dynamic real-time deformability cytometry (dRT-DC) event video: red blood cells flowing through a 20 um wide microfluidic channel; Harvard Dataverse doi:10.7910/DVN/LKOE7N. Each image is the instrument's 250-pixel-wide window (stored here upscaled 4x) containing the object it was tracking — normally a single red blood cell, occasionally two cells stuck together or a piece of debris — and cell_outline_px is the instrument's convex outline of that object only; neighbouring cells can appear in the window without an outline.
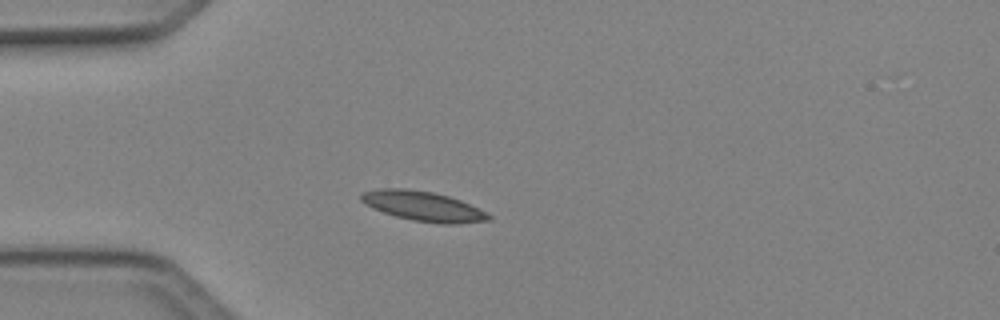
{"species": "Egyptian fruit bat (a non-hibernating species)", "species_latin": "Rousettus aegyptiacus", "temperature_condition": "cold", "stored_images_in_passage": 38, "camera_frame_rate_fps": 3000, "um_per_image_px": 0.085, "animal": {"sex": "female"}, "frame": {"image": 1, "passage_image": 2, "time_ms": 0.333, "image_size_px": [1000, 320], "cell_outline_px": [[492, 220], [456, 224], [440, 224], [412, 220], [396, 216], [372, 208], [360, 200], [360, 196], [364, 192], [380, 188], [404, 188], [432, 192], [448, 196], [460, 200], [492, 216]], "centroid_in_image_um": [35.95, 17.53], "position_along_channel_um": 49.0, "area_um2": 21.91}}
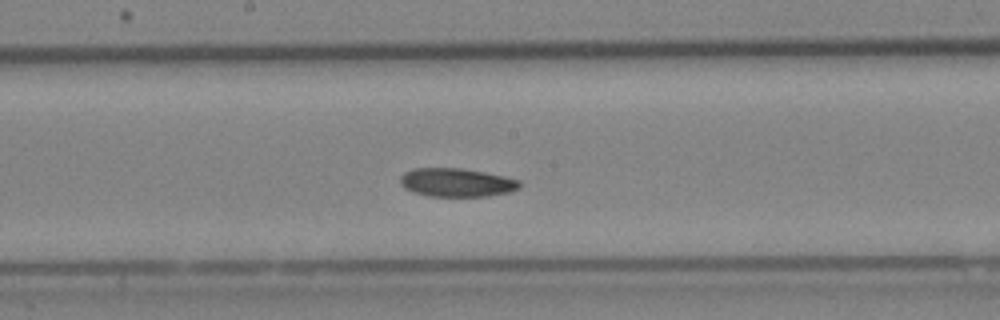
{"frame": {"image": 2, "passage_image": 15, "time_ms": 4.667, "image_size_px": [1000, 320], "cell_outline_px": [[520, 188], [512, 192], [488, 196], [428, 196], [412, 192], [404, 188], [400, 184], [400, 176], [404, 172], [412, 168], [460, 168], [484, 172], [504, 176], [520, 180]], "centroid_in_image_um": [38.8, 15.51], "position_along_channel_um": 209.4, "area_um2": 20.06}}
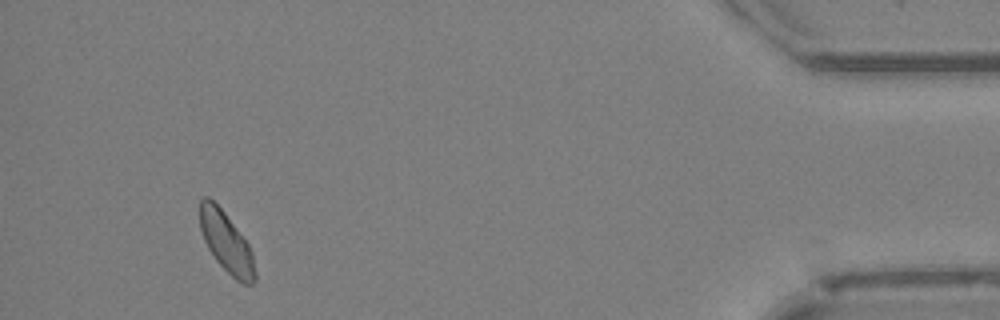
{"frame": {"image": 3, "passage_image": 35, "time_ms": 11.333, "image_size_px": [1000, 320], "cell_outline_px": [[256, 280], [252, 284], [244, 284], [236, 280], [216, 260], [208, 248], [204, 240], [200, 228], [200, 200], [204, 196], [208, 196], [224, 212], [248, 244], [252, 252], [256, 272]], "centroid_in_image_um": [19.24, 20.62], "position_along_channel_um": 416.0, "area_um2": 19.13}, "authors_computed_cell_mechanics": {"area_um2": 19.8832, "velocity_mm_per_s": 4.0606, "shape_relaxation_time_tau1_ms": 4.981, "shape_relaxation_time_tau2_ms": null, "deformation_change_tau1": 0.1024, "deformation_change_tau2": null}}